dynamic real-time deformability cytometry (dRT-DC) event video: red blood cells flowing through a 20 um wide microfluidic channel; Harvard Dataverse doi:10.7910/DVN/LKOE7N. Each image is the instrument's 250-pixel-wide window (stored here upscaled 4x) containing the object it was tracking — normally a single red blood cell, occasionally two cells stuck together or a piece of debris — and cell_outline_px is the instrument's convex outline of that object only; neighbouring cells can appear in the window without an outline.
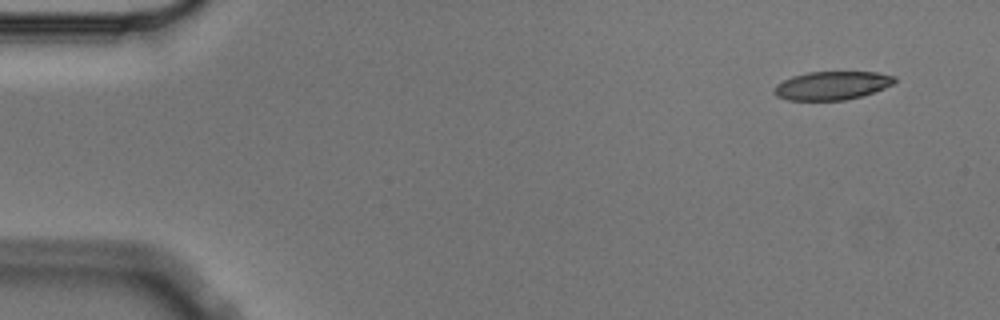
{"species": "Egyptian fruit bat (a non-hibernating species)", "species_latin": "Rousettus aegyptiacus", "temperature_condition": "cold", "stored_images_in_passage": 3, "camera_frame_rate_fps": 3000, "um_per_image_px": 0.085, "animal": {"sex": "male"}, "frame": {"image": 1, "passage_image": 1, "time_ms": 0.0, "image_size_px": [1000, 320], "cell_outline_px": [[896, 80], [892, 84], [884, 88], [860, 96], [844, 100], [788, 100], [776, 96], [772, 92], [776, 84], [792, 76], [808, 72], [876, 72], [896, 76]], "centroid_in_image_um": [70.69, 7.27], "position_along_channel_um": 14.3, "area_um2": 19.88}}
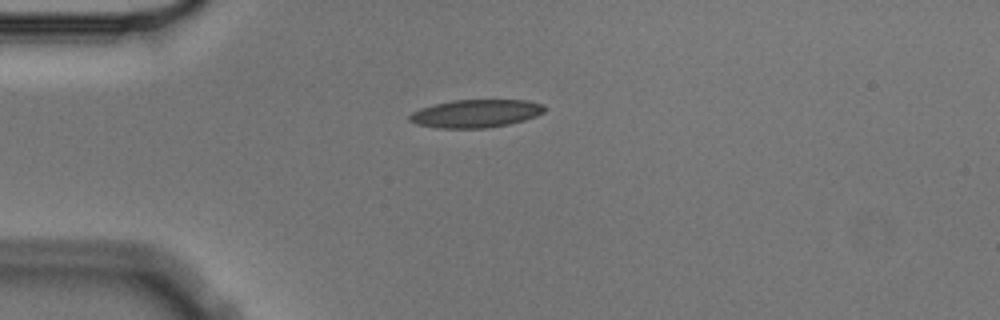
{"frame": {"image": 2, "passage_image": 3, "time_ms": 0.667, "image_size_px": [1000, 320], "cell_outline_px": [[548, 108], [544, 112], [536, 116], [524, 120], [508, 124], [488, 128], [440, 128], [416, 124], [408, 120], [408, 116], [412, 112], [420, 108], [452, 100], [524, 100], [544, 104]], "centroid_in_image_um": [40.46, 9.65], "position_along_channel_um": 44.5, "area_um2": 22.08}}